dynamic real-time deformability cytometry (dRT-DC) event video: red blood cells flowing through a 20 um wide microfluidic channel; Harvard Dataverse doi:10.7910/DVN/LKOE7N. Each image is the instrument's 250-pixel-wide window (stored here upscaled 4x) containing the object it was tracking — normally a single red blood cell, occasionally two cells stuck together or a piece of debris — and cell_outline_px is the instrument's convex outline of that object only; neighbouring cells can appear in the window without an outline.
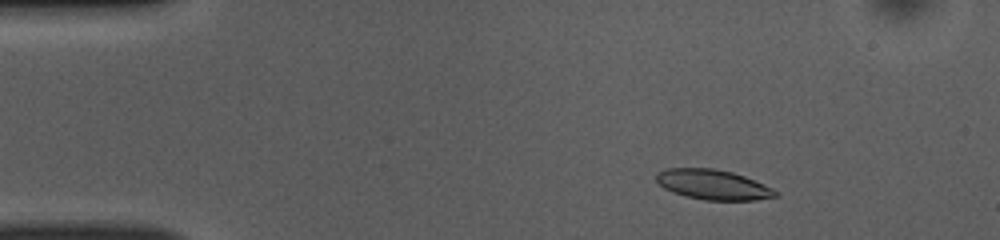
{"species": "common noctule bat (a hibernating species)", "species_latin": "Nyctalus noctula", "temperature_condition": "room temperature", "stored_images_in_passage": 46, "camera_frame_rate_fps": 3000, "um_per_image_px": 0.085, "animal": {"sex": "female", "body_mass_g": 10.0, "forearm_length_mm": 53.1}, "frame": {"image": 1, "passage_image": 3, "time_ms": 0.667, "image_size_px": [1000, 240], "cell_outline_px": [[776, 196], [756, 200], [704, 200], [672, 192], [664, 188], [656, 180], [656, 172], [668, 168], [712, 168], [732, 172], [744, 176], [764, 184], [772, 188], [776, 192]], "centroid_in_image_um": [60.58, 15.68], "position_along_channel_um": 24.4, "area_um2": 20.63}}
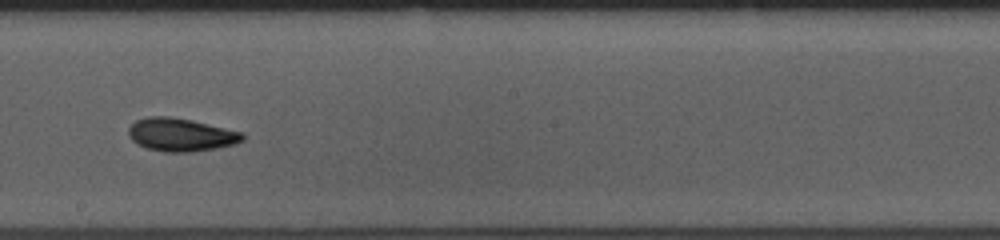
{"frame": {"image": 2, "passage_image": 24, "time_ms": 7.667, "image_size_px": [1000, 240], "cell_outline_px": [[244, 140], [232, 144], [216, 148], [192, 152], [164, 152], [148, 148], [136, 144], [128, 136], [128, 128], [136, 120], [148, 116], [168, 116], [192, 120], [244, 132]], "centroid_in_image_um": [15.36, 11.45], "position_along_channel_um": 232.8, "area_um2": 22.08}}
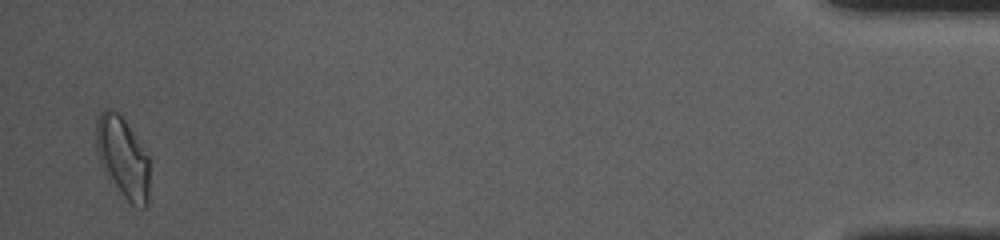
{"frame": {"image": 3, "passage_image": 45, "time_ms": 14.667, "image_size_px": [1000, 240], "cell_outline_px": [[148, 204], [144, 208], [140, 208], [132, 204], [124, 196], [104, 168], [100, 160], [96, 148], [96, 120], [100, 112], [108, 108], [112, 108], [124, 120], [148, 156]], "centroid_in_image_um": [10.43, 13.35], "position_along_channel_um": 424.8, "area_um2": 24.28}, "authors_computed_cell_mechanics": {"area_um2": 21.2126, "velocity_mm_per_s": 3.944, "shape_relaxation_time_tau1_ms": 4.7446, "shape_relaxation_time_tau2_ms": 3.8239, "deformation_change_tau1": 0.1487, "deformation_change_tau2": 0.0931}}